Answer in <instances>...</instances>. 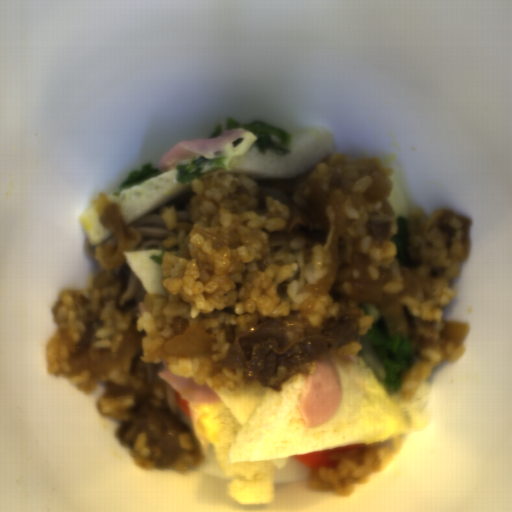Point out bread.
Instances as JSON below:
<instances>
[{
    "instance_id": "obj_5",
    "label": "bread",
    "mask_w": 512,
    "mask_h": 512,
    "mask_svg": "<svg viewBox=\"0 0 512 512\" xmlns=\"http://www.w3.org/2000/svg\"><path fill=\"white\" fill-rule=\"evenodd\" d=\"M101 213L93 204L81 217L80 222L93 247L108 241L114 231L101 221Z\"/></svg>"
},
{
    "instance_id": "obj_4",
    "label": "bread",
    "mask_w": 512,
    "mask_h": 512,
    "mask_svg": "<svg viewBox=\"0 0 512 512\" xmlns=\"http://www.w3.org/2000/svg\"><path fill=\"white\" fill-rule=\"evenodd\" d=\"M176 248H149L126 250L123 255L126 264L150 293L164 295L166 292L164 273L162 269L163 253L174 251Z\"/></svg>"
},
{
    "instance_id": "obj_3",
    "label": "bread",
    "mask_w": 512,
    "mask_h": 512,
    "mask_svg": "<svg viewBox=\"0 0 512 512\" xmlns=\"http://www.w3.org/2000/svg\"><path fill=\"white\" fill-rule=\"evenodd\" d=\"M176 175L175 164L156 177L105 197L110 205H116L128 227L164 206L191 198L194 192L190 188L192 182L182 184L176 180Z\"/></svg>"
},
{
    "instance_id": "obj_2",
    "label": "bread",
    "mask_w": 512,
    "mask_h": 512,
    "mask_svg": "<svg viewBox=\"0 0 512 512\" xmlns=\"http://www.w3.org/2000/svg\"><path fill=\"white\" fill-rule=\"evenodd\" d=\"M222 148L224 169L201 177L218 187L231 177H247L258 181L297 180L327 159L334 137L322 126L289 132V151L278 155L271 150L262 152L254 145L255 136L247 130Z\"/></svg>"
},
{
    "instance_id": "obj_1",
    "label": "bread",
    "mask_w": 512,
    "mask_h": 512,
    "mask_svg": "<svg viewBox=\"0 0 512 512\" xmlns=\"http://www.w3.org/2000/svg\"><path fill=\"white\" fill-rule=\"evenodd\" d=\"M342 391L336 413L319 427L304 424L300 402L309 371L282 381L280 391L250 383L216 389L217 403H193L195 424L212 448L227 481L225 492L241 504L272 503V475L295 456L327 448L403 437L401 414L361 353L326 357Z\"/></svg>"
}]
</instances>
